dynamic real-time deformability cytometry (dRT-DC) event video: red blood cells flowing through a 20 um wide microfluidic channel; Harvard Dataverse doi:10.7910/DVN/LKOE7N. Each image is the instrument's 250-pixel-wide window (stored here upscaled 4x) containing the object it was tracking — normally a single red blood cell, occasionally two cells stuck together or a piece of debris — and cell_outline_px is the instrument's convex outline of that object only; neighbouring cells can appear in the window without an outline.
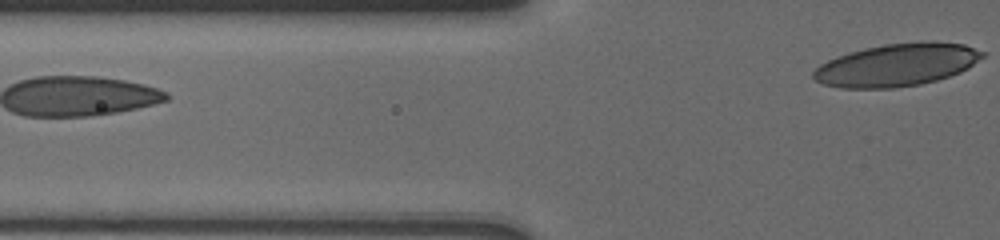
{"species": "human", "species_latin": "Homo sapiens", "temperature_condition": "cold", "stored_images_in_passage": 7, "segment_of_instrument_passage": [2, 2], "camera_frame_rate_fps": 3000, "um_per_image_px": 0.085, "donor": {"sex": "male"}, "frame": {"image": 1, "passage_image": 7, "time_ms": 3.667, "image_size_px": [1000, 240], "cell_outline_px": [[984, 56], [968, 68], [960, 72], [936, 80], [920, 84], [892, 88], [840, 88], [824, 84], [816, 80], [812, 76], [812, 72], [820, 64], [836, 56], [848, 52], [864, 48], [884, 44], [924, 40], [932, 40], [964, 44], [984, 52]], "centroid_in_image_um": [76.23, 5.5], "position_along_channel_um": 49.6, "area_um2": 42.19}}